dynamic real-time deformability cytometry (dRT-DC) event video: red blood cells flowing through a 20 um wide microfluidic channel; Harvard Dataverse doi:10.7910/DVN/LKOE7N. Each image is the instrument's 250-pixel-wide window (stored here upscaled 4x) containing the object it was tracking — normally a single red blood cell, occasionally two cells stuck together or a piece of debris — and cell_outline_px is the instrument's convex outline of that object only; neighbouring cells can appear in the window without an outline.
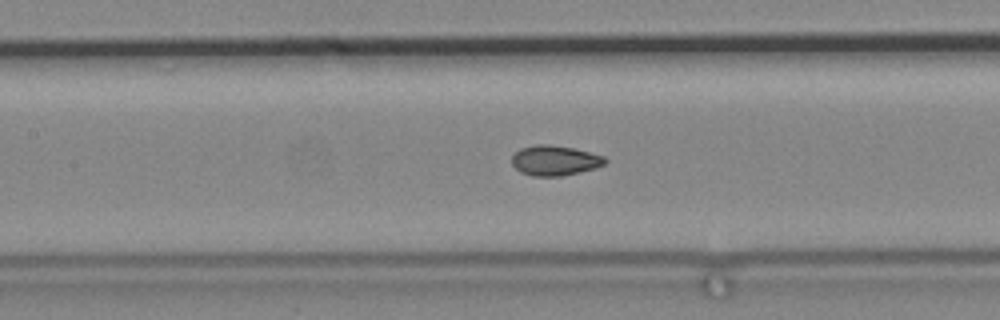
{"species": "common noctule bat (a hibernating species)", "species_latin": "Nyctalus noctula", "temperature_condition": "cold", "stored_images_in_passage": 82, "segment_of_instrument_passage": [2, 2], "camera_frame_rate_fps": 3000, "um_per_image_px": 0.085, "animal": {"sex": "male", "body_mass_g": 19.2, "forearm_length_mm": 51.8}, "frame": {"image": 1, "passage_image": 46, "time_ms": 15.0, "image_size_px": [1000, 320], "cell_outline_px": [[608, 160], [604, 164], [596, 168], [580, 172], [560, 176], [532, 176], [520, 172], [512, 164], [512, 156], [520, 148], [536, 144], [548, 144], [572, 148], [604, 156]], "centroid_in_image_um": [47.15, 13.64], "position_along_channel_um": 160.3, "area_um2": 16.3}}
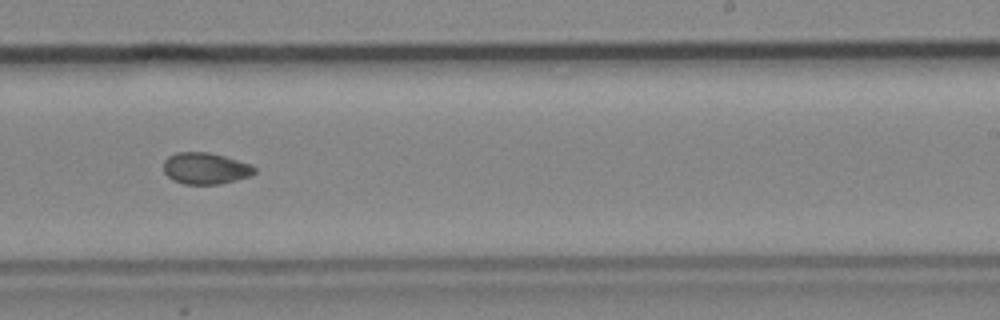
{"frame": {"image": 2, "passage_image": 57, "time_ms": 18.667, "image_size_px": [1000, 320], "cell_outline_px": [[256, 172], [248, 176], [236, 180], [220, 184], [184, 184], [172, 180], [164, 172], [164, 160], [168, 156], [176, 152], [208, 152], [224, 156], [252, 164], [256, 168]], "centroid_in_image_um": [17.46, 14.31], "position_along_channel_um": 271.5, "area_um2": 16.76}}
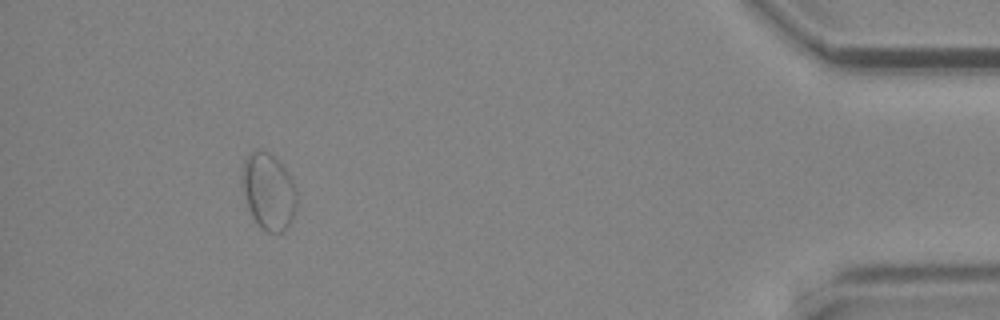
{"frame": {"image": 3, "passage_image": 77, "time_ms": 25.333, "image_size_px": [1000, 320], "cell_outline_px": [[296, 208], [292, 220], [284, 232], [268, 232], [260, 228], [256, 224], [248, 208], [240, 180], [240, 172], [244, 160], [248, 152], [260, 148], [268, 152], [284, 168], [292, 180], [296, 188]], "centroid_in_image_um": [22.78, 16.26], "position_along_channel_um": 412.4, "area_um2": 24.74}}